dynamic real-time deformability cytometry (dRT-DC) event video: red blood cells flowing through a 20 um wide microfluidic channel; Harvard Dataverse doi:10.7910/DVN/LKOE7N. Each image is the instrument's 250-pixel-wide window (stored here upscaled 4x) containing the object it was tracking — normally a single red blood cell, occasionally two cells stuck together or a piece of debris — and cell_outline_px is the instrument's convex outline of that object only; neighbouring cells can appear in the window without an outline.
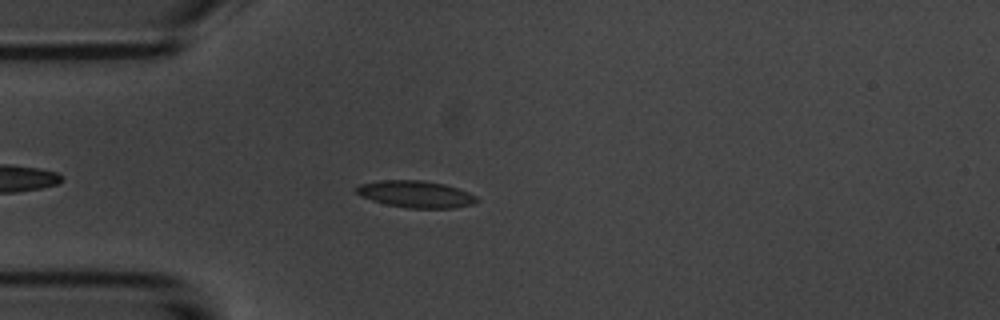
{"species": "common noctule bat (a hibernating species)", "species_latin": "Nyctalus noctula", "temperature_condition": "room temperature", "stored_images_in_passage": 4, "camera_frame_rate_fps": 3000, "um_per_image_px": 0.085, "animal": {"sex": "male", "body_mass_g": 20.1, "forearm_length_mm": 53.5}, "frame": {"image": 1, "passage_image": 4, "time_ms": 3.333, "image_size_px": [1000, 320], "cell_outline_px": [[480, 200], [472, 204], [452, 208], [408, 208], [388, 204], [372, 200], [360, 196], [352, 188], [360, 184], [380, 180], [420, 180], [444, 184], [468, 192], [476, 196]], "centroid_in_image_um": [35.31, 16.5], "position_along_channel_um": 49.7, "area_um2": 18.79}}